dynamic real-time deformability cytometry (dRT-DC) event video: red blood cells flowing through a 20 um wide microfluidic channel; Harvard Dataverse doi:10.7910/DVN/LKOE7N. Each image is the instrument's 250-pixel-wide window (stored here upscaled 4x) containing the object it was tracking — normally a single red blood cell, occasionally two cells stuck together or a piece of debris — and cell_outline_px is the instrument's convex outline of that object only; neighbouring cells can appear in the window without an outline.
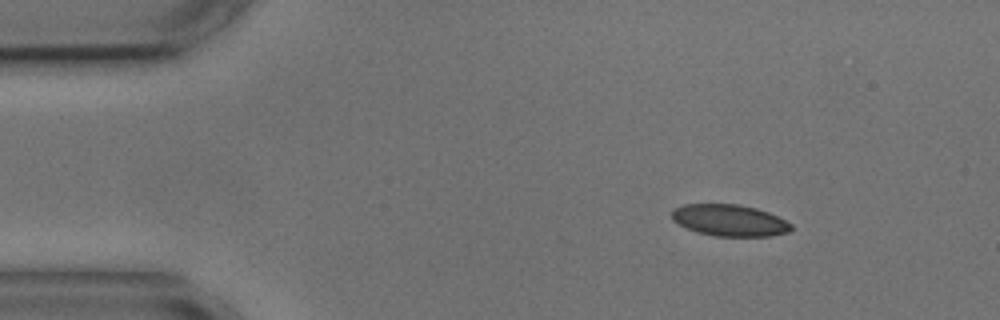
{"species": "common noctule bat (a hibernating species)", "species_latin": "Nyctalus noctula", "temperature_condition": "cold", "stored_images_in_passage": 4, "camera_frame_rate_fps": 3000, "um_per_image_px": 0.085, "animal": {"sex": "male", "body_mass_g": 17.9, "forearm_length_mm": 54.2}, "frame": {"image": 1, "passage_image": 1, "time_ms": 0.0, "image_size_px": [1000, 320], "cell_outline_px": [[792, 228], [788, 232], [772, 236], [716, 236], [696, 232], [672, 220], [672, 208], [684, 204], [736, 204], [756, 208], [768, 212], [792, 224]], "centroid_in_image_um": [62.0, 18.72], "position_along_channel_um": 23.0, "area_um2": 21.91}}
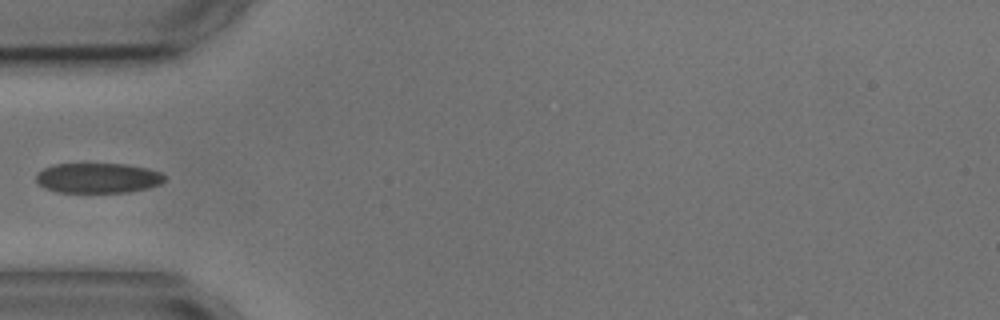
{"frame": {"image": 2, "passage_image": 3, "time_ms": 3.333, "image_size_px": [1000, 320], "cell_outline_px": [[164, 180], [160, 184], [128, 192], [56, 192], [44, 188], [36, 180], [36, 172], [52, 164], [124, 164], [148, 168], [160, 172], [164, 176]], "centroid_in_image_um": [8.27, 15.12], "position_along_channel_um": 76.7, "area_um2": 22.43}}